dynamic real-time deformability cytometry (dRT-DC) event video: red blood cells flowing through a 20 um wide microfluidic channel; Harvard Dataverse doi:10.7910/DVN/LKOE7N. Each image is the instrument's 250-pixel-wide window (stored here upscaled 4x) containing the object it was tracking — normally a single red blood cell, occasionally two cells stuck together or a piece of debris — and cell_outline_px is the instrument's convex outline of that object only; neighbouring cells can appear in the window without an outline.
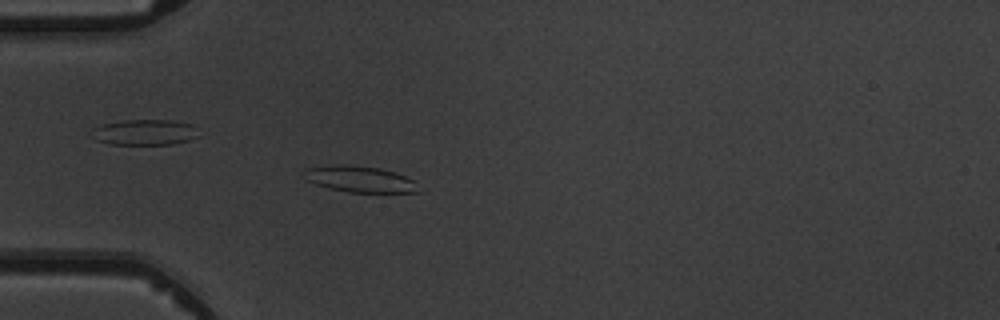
{"species": "common noctule bat (a hibernating species)", "species_latin": "Nyctalus noctula", "temperature_condition": "warm", "stored_images_in_passage": 3, "camera_frame_rate_fps": 3000, "um_per_image_px": 0.085, "animal": {"sex": "male", "body_mass_g": 19.5, "forearm_length_mm": 54.6}, "frame": {"image": 1, "passage_image": 3, "time_ms": 2.333, "image_size_px": [1000, 320], "cell_outline_px": [[420, 192], [348, 192], [316, 184], [308, 180], [304, 172], [308, 168], [336, 164], [344, 164], [380, 168], [396, 172], [412, 180]], "centroid_in_image_um": [30.6, 15.22], "position_along_channel_um": 54.4, "area_um2": 17.05}}